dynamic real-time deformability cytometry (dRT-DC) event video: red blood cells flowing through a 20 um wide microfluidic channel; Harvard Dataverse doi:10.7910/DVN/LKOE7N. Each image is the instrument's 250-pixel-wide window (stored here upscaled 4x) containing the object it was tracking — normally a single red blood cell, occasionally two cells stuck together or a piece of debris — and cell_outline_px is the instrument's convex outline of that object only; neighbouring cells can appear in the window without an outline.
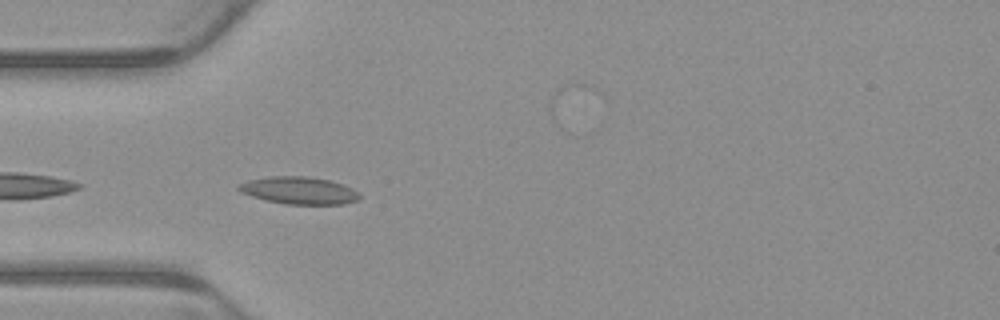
{"species": "common noctule bat (a hibernating species)", "species_latin": "Nyctalus noctula", "temperature_condition": "warm", "stored_images_in_passage": 8, "camera_frame_rate_fps": 3000, "um_per_image_px": 0.085, "animal": {"sex": "male", "body_mass_g": 23.1, "forearm_length_mm": 52.7}, "frame": {"image": 1, "passage_image": 3, "time_ms": 0.667, "image_size_px": [1000, 320], "cell_outline_px": [[360, 196], [356, 200], [344, 204], [284, 204], [252, 196], [240, 192], [236, 188], [236, 184], [248, 180], [272, 176], [304, 176], [328, 180], [344, 184], [352, 188]], "centroid_in_image_um": [25.37, 16.18], "position_along_channel_um": 59.6, "area_um2": 19.13}}
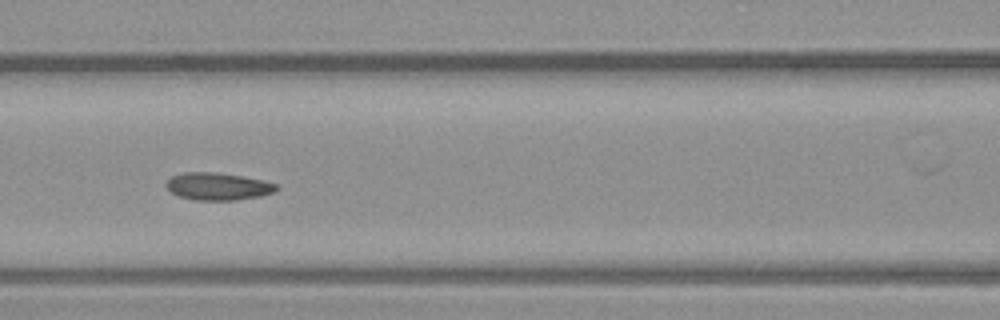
{"frame": {"image": 2, "passage_image": 5, "time_ms": 1.333, "image_size_px": [1000, 320], "cell_outline_px": [[280, 188], [276, 192], [260, 196], [236, 200], [196, 200], [180, 196], [172, 192], [164, 184], [172, 176], [184, 172], [216, 172], [244, 176], [264, 180], [280, 184]], "centroid_in_image_um": [18.6, 15.83], "position_along_channel_um": 148.0, "area_um2": 17.8}}
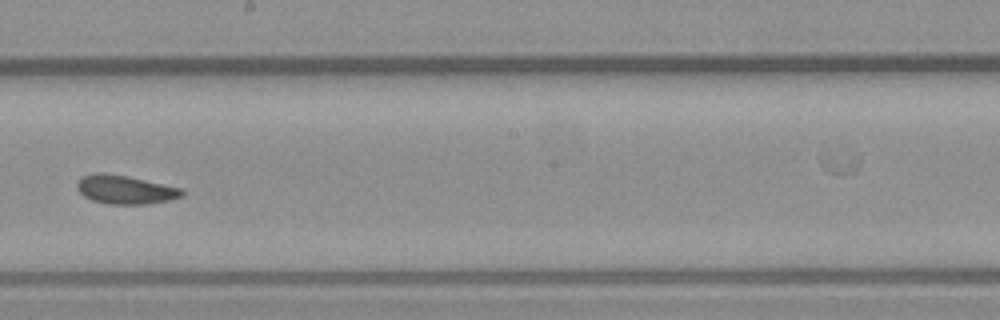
{"frame": {"image": 3, "passage_image": 7, "time_ms": 2.0, "image_size_px": [1000, 320], "cell_outline_px": [[184, 196], [168, 200], [144, 204], [108, 204], [92, 200], [84, 196], [76, 188], [76, 184], [80, 176], [92, 172], [104, 172], [128, 176], [180, 188], [184, 192]], "centroid_in_image_um": [10.57, 16.1], "position_along_channel_um": 237.6, "area_um2": 17.63}}